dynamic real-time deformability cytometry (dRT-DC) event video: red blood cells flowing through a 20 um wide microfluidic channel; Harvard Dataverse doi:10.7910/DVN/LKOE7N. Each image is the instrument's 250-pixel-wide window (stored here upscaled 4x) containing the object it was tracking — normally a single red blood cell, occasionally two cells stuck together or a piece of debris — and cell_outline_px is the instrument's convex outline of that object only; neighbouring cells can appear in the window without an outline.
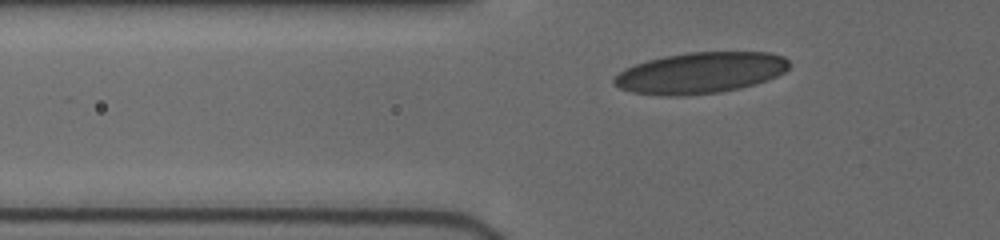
{"species": "human", "species_latin": "Homo sapiens", "temperature_condition": "cold", "stored_images_in_passage": 27, "camera_frame_rate_fps": 3000, "um_per_image_px": 0.085, "donor": {"sex": "female"}, "frame": {"image": 1, "passage_image": 2, "time_ms": 0.333, "image_size_px": [1000, 240], "cell_outline_px": [[788, 68], [784, 72], [776, 76], [740, 88], [720, 92], [684, 96], [664, 96], [632, 92], [620, 88], [612, 84], [612, 80], [624, 68], [648, 60], [664, 56], [688, 52], [768, 52], [784, 56], [788, 60]], "centroid_in_image_um": [59.49, 6.19], "position_along_channel_um": 66.3, "area_um2": 41.91}}
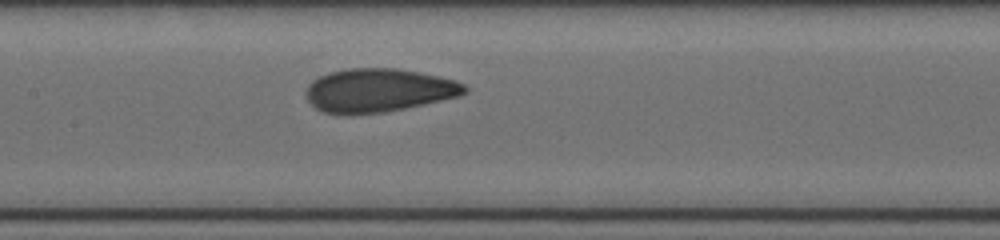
{"frame": {"image": 2, "passage_image": 14, "time_ms": 3.333, "image_size_px": [1000, 240], "cell_outline_px": [[468, 92], [460, 96], [404, 108], [384, 112], [352, 116], [324, 112], [316, 108], [308, 100], [304, 92], [308, 84], [312, 80], [328, 72], [348, 68], [396, 68], [420, 72], [440, 76], [456, 80], [464, 84], [468, 88]], "centroid_in_image_um": [32.16, 7.68], "position_along_channel_um": 175.2, "area_um2": 40.69}}
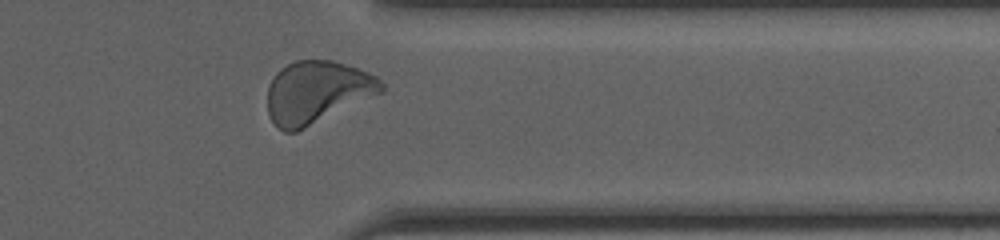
{"frame": {"image": 3, "passage_image": 26, "time_ms": 8.667, "image_size_px": [1000, 240], "cell_outline_px": [[384, 92], [296, 132], [284, 132], [268, 116], [268, 84], [276, 72], [280, 68], [296, 60], [332, 60], [368, 72], [376, 76], [384, 84]], "centroid_in_image_um": [26.94, 7.83], "position_along_channel_um": 384.5, "area_um2": 41.38}, "authors_computed_cell_mechanics": {"area_um2": 40.6912, "velocity_mm_per_s": 3.9592, "shape_relaxation_time_tau1_ms": 4.8624, "shape_relaxation_time_tau2_ms": 0.8019, "deformation_change_tau1": 0.1453, "deformation_change_tau2": 0.0485}}